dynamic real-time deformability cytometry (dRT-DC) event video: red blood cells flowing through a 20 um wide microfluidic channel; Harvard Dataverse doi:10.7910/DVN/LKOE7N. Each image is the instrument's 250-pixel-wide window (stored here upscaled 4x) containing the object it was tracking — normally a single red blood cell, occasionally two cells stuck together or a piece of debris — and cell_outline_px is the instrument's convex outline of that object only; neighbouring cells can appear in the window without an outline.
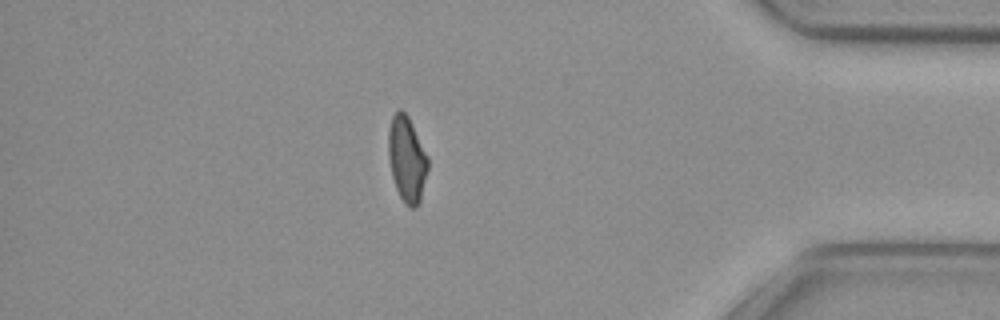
{"species": "common noctule bat (a hibernating species)", "species_latin": "Nyctalus noctula", "temperature_condition": "cold", "stored_images_in_passage": 55, "segment_of_instrument_passage": [2, 2], "camera_frame_rate_fps": 3000, "um_per_image_px": 0.085, "animal": {"sex": "female", "body_mass_g": 29.2, "forearm_length_mm": 56.3}, "frame": {"image": 1, "passage_image": 55, "time_ms": 18.0, "image_size_px": [1000, 320], "cell_outline_px": [[428, 168], [420, 204], [416, 208], [408, 208], [404, 204], [396, 188], [392, 176], [388, 156], [388, 132], [392, 116], [400, 108], [408, 116], [428, 156]], "centroid_in_image_um": [34.59, 13.57], "position_along_channel_um": 400.6, "area_um2": 19.88}}